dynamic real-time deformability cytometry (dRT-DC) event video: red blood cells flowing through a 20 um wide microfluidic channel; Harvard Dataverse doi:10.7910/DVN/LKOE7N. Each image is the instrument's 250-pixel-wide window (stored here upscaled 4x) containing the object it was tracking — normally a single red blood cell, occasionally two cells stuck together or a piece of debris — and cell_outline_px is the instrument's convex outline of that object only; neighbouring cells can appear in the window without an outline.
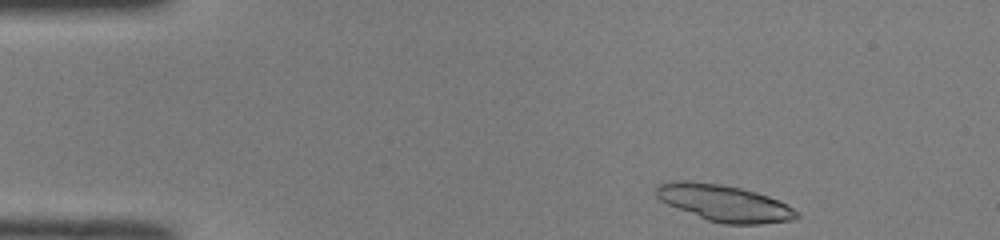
{"species": "common noctule bat (a hibernating species)", "species_latin": "Nyctalus noctula", "temperature_condition": "room temperature", "stored_images_in_passage": 10, "camera_frame_rate_fps": 3000, "um_per_image_px": 0.085, "animal": {"sex": "male", "body_mass_g": 19.0, "forearm_length_mm": 50.8}, "frame": {"image": 1, "passage_image": 1, "time_ms": 0.0, "image_size_px": [1000, 240], "cell_outline_px": [[800, 216], [792, 220], [760, 224], [724, 224], [708, 220], [668, 204], [660, 200], [656, 196], [656, 188], [660, 184], [672, 180], [688, 180], [720, 184], [740, 188], [756, 192], [768, 196], [788, 204], [800, 212]], "centroid_in_image_um": [61.6, 17.26], "position_along_channel_um": 23.4, "area_um2": 29.88}}